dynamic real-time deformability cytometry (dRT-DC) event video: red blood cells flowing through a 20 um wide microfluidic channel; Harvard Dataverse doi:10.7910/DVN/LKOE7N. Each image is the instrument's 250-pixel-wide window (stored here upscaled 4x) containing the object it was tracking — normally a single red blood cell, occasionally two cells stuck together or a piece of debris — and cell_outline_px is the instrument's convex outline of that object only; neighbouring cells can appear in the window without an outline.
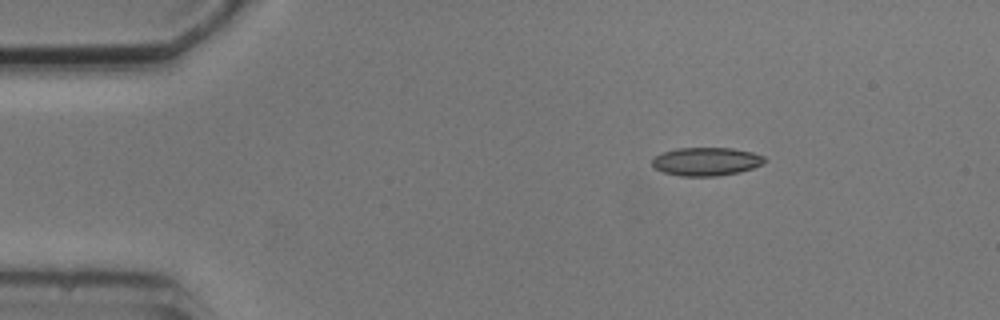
{"species": "common noctule bat (a hibernating species)", "species_latin": "Nyctalus noctula", "temperature_condition": "cold", "stored_images_in_passage": 2, "camera_frame_rate_fps": 3000, "um_per_image_px": 0.085, "animal": {"sex": "male", "body_mass_g": 20.5, "forearm_length_mm": 52.5}, "frame": {"image": 1, "passage_image": 1, "time_ms": 0.0, "image_size_px": [1000, 320], "cell_outline_px": [[764, 160], [760, 164], [752, 168], [740, 172], [716, 176], [680, 176], [664, 172], [652, 168], [652, 160], [656, 156], [664, 152], [676, 148], [732, 148], [752, 152], [764, 156]], "centroid_in_image_um": [59.99, 13.73], "position_along_channel_um": 25.0, "area_um2": 18.44}}